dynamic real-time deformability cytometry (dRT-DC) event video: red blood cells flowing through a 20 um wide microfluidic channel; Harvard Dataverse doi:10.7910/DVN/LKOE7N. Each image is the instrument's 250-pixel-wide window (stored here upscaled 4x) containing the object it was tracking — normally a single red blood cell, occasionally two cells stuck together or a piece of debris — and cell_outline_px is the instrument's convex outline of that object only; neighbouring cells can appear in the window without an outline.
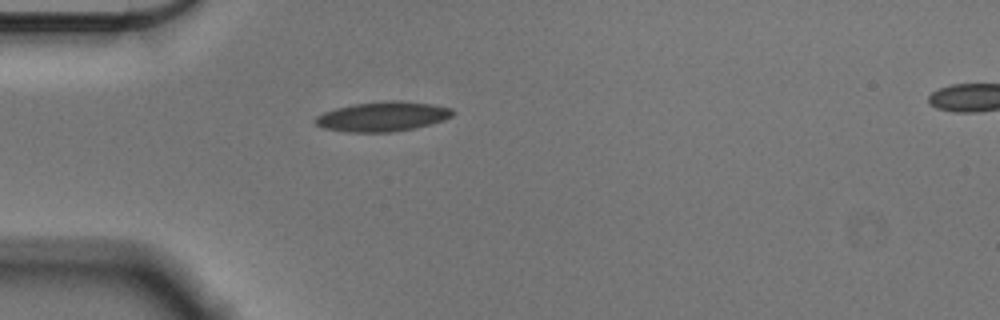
{"species": "Egyptian fruit bat (a non-hibernating species)", "species_latin": "Rousettus aegyptiacus", "temperature_condition": "cold", "stored_images_in_passage": 41, "camera_frame_rate_fps": 3000, "um_per_image_px": 0.085, "animal": {"sex": "male"}, "frame": {"image": 1, "passage_image": 1, "time_ms": 0.0, "image_size_px": [1000, 320], "cell_outline_px": [[456, 112], [452, 116], [444, 120], [412, 128], [392, 132], [348, 132], [324, 128], [316, 124], [312, 120], [316, 116], [324, 112], [336, 108], [352, 104], [392, 100], [400, 100], [432, 104], [452, 108]], "centroid_in_image_um": [32.52, 9.89], "position_along_channel_um": 52.5, "area_um2": 23.76}}
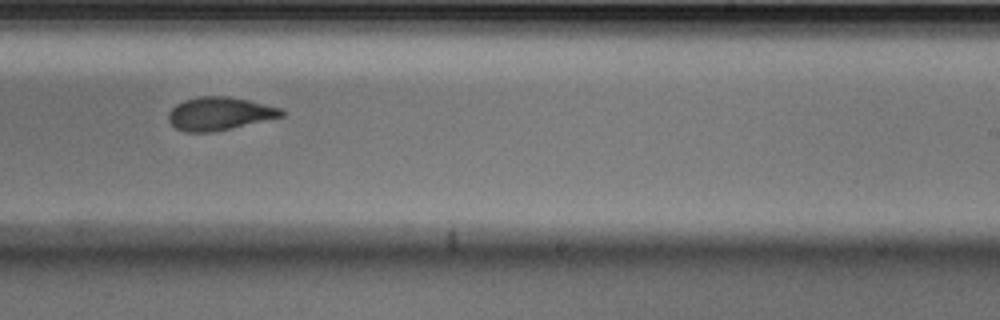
{"frame": {"image": 2, "passage_image": 20, "time_ms": 6.333, "image_size_px": [1000, 320], "cell_outline_px": [[284, 116], [232, 128], [212, 132], [184, 132], [176, 128], [168, 120], [168, 112], [176, 104], [184, 100], [200, 96], [228, 96], [248, 100], [280, 108], [284, 112]], "centroid_in_image_um": [18.63, 9.66], "position_along_channel_um": 270.4, "area_um2": 21.73}}
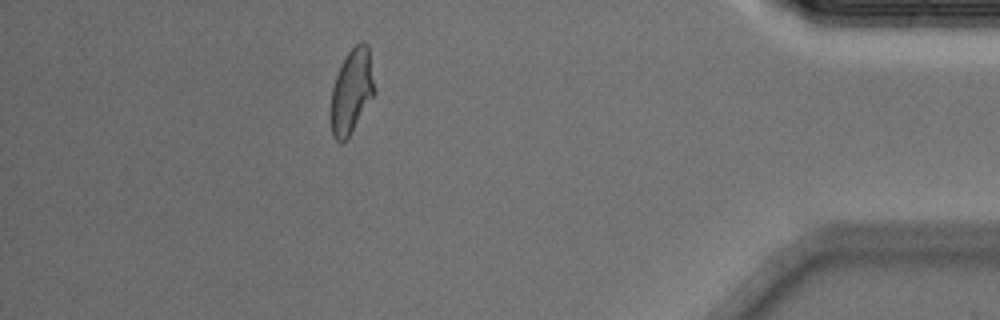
{"frame": {"image": 3, "passage_image": 35, "time_ms": 11.333, "image_size_px": [1000, 320], "cell_outline_px": [[372, 96], [348, 136], [340, 144], [332, 136], [328, 116], [332, 88], [336, 76], [348, 52], [360, 40], [364, 40], [368, 44], [372, 80]], "centroid_in_image_um": [29.8, 7.78], "position_along_channel_um": 405.4, "area_um2": 20.92}, "authors_computed_cell_mechanics": {"area_um2": 22.3108, "velocity_mm_per_s": 3.5786, "shape_relaxation_time_tau1_ms": 6.8297, "shape_relaxation_time_tau2_ms": 2.2399, "deformation_change_tau1": 0.1718, "deformation_change_tau2": 0.0722}}